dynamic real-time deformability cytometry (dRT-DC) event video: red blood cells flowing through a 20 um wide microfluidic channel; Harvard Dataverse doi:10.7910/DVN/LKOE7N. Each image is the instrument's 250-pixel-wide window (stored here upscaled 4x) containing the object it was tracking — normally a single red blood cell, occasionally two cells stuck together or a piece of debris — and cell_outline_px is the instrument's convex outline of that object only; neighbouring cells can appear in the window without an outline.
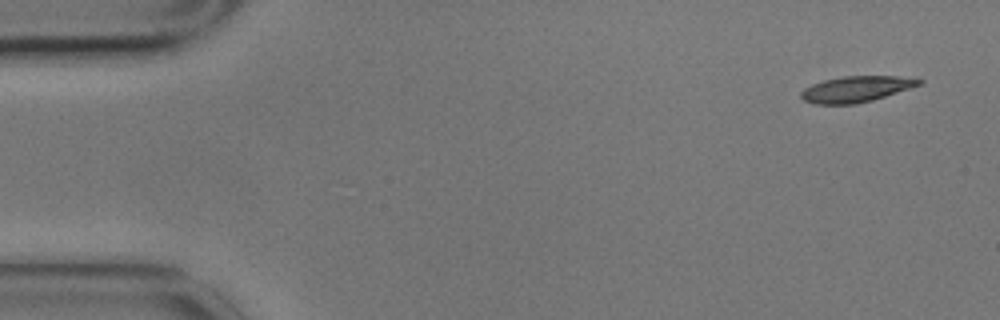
{"species": "common noctule bat (a hibernating species)", "species_latin": "Nyctalus noctula", "temperature_condition": "cold", "stored_images_in_passage": 2, "camera_frame_rate_fps": 3000, "um_per_image_px": 0.085, "animal": {"sex": "male", "body_mass_g": 17.9}, "frame": {"image": 1, "passage_image": 1, "time_ms": 0.0, "image_size_px": [1000, 320], "cell_outline_px": [[924, 80], [920, 84], [872, 100], [856, 104], [816, 104], [804, 100], [800, 96], [800, 92], [804, 88], [812, 84], [824, 80], [844, 76], [896, 76]], "centroid_in_image_um": [72.7, 7.57], "position_along_channel_um": 12.3, "area_um2": 17.51}}